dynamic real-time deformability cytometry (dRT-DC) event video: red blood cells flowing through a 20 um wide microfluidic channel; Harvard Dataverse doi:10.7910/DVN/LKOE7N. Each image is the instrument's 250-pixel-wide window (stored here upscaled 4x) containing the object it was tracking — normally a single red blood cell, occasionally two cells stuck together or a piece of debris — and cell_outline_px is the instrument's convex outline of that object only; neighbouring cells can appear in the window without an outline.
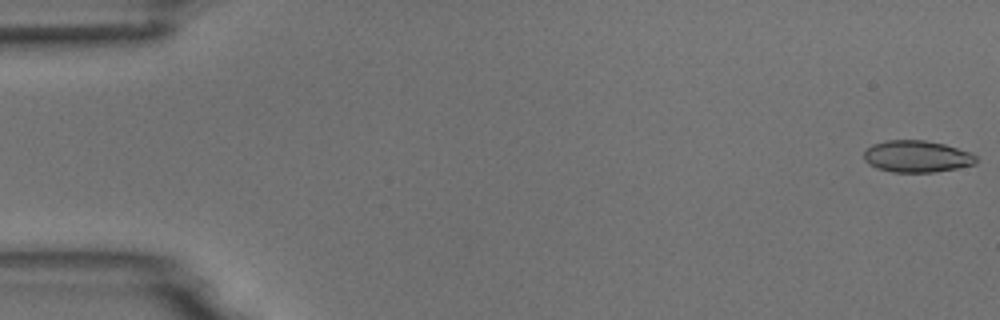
{"species": "common noctule bat (a hibernating species)", "species_latin": "Nyctalus noctula", "temperature_condition": "room temperature", "stored_images_in_passage": 15, "camera_frame_rate_fps": 3000, "um_per_image_px": 0.085, "animal": {"sex": "male", "body_mass_g": 18.8}, "frame": {"image": 1, "passage_image": 1, "time_ms": 0.0, "image_size_px": [1000, 320], "cell_outline_px": [[976, 164], [956, 168], [932, 172], [892, 172], [876, 168], [868, 164], [864, 160], [864, 152], [872, 144], [888, 140], [924, 140], [944, 144], [972, 152], [976, 156]], "centroid_in_image_um": [77.93, 13.29], "position_along_channel_um": 7.1, "area_um2": 20.81}}
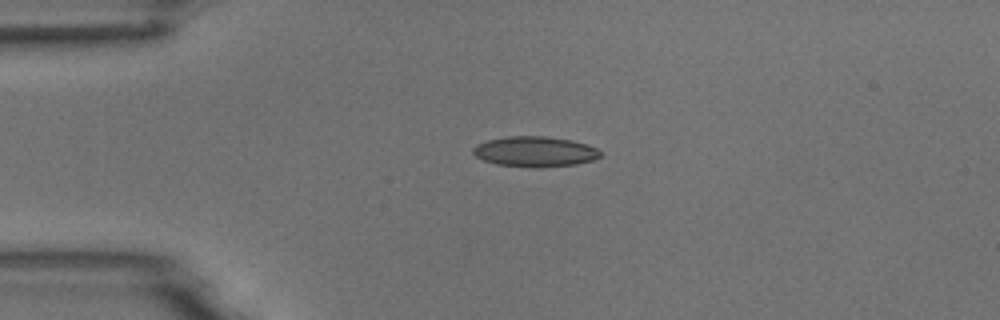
{"frame": {"image": 2, "passage_image": 13, "time_ms": 4.0, "image_size_px": [1000, 320], "cell_outline_px": [[600, 156], [592, 160], [576, 164], [540, 168], [536, 168], [496, 164], [484, 160], [476, 156], [472, 152], [472, 148], [476, 144], [488, 140], [504, 136], [544, 136], [572, 140], [596, 148], [600, 152]], "centroid_in_image_um": [45.43, 12.89], "position_along_channel_um": 39.6, "area_um2": 22.48}}